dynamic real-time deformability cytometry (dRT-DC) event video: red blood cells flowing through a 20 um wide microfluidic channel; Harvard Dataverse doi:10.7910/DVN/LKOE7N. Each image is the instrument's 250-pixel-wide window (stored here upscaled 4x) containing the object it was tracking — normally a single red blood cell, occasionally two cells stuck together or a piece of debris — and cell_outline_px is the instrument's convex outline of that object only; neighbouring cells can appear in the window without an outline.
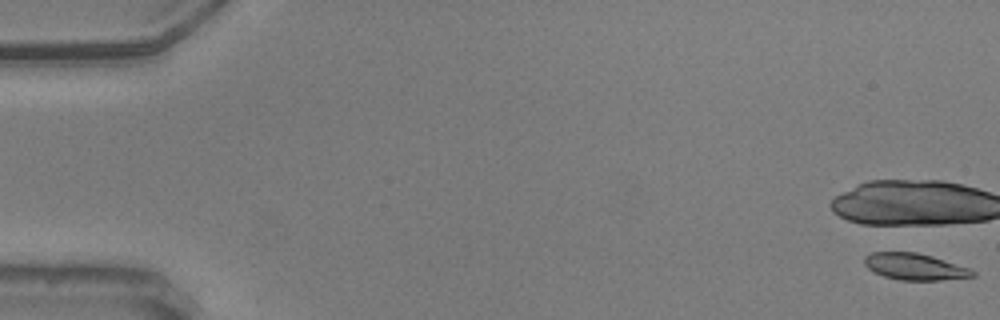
{"species": "common noctule bat (a hibernating species)", "species_latin": "Nyctalus noctula", "temperature_condition": "warm", "stored_images_in_passage": 18, "camera_frame_rate_fps": 3000, "um_per_image_px": 0.085, "animal": {"sex": "male", "body_mass_g": 20.5, "forearm_length_mm": 52.5}, "frame": {"image": 1, "passage_image": 1, "time_ms": 0.0, "image_size_px": [1000, 320], "cell_outline_px": [[976, 276], [940, 280], [900, 280], [884, 276], [872, 272], [864, 264], [864, 256], [872, 252], [916, 252], [932, 256], [968, 268], [976, 272]], "centroid_in_image_um": [77.72, 22.67], "position_along_channel_um": 7.3, "area_um2": 16.7}}